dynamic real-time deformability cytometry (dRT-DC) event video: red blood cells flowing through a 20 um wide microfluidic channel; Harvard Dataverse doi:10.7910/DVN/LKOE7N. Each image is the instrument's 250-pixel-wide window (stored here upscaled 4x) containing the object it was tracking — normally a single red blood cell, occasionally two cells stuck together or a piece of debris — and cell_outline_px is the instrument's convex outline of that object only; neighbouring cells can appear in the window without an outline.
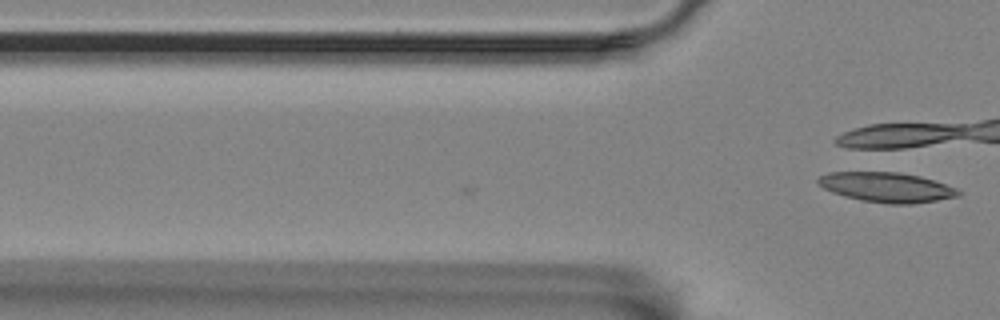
{"species": "Egyptian fruit bat (a non-hibernating species)", "species_latin": "Rousettus aegyptiacus", "temperature_condition": "room temperature", "stored_images_in_passage": 6, "camera_frame_rate_fps": 3000, "um_per_image_px": 0.085, "animal": {"sex": "female"}, "frame": {"image": 1, "passage_image": 6, "time_ms": 1.667, "image_size_px": [1000, 320], "cell_outline_px": [[960, 196], [912, 204], [888, 204], [860, 200], [844, 196], [832, 192], [816, 184], [816, 180], [820, 176], [828, 172], [896, 172], [920, 176], [960, 188]], "centroid_in_image_um": [75.37, 15.92], "position_along_channel_um": 50.4, "area_um2": 24.57}}